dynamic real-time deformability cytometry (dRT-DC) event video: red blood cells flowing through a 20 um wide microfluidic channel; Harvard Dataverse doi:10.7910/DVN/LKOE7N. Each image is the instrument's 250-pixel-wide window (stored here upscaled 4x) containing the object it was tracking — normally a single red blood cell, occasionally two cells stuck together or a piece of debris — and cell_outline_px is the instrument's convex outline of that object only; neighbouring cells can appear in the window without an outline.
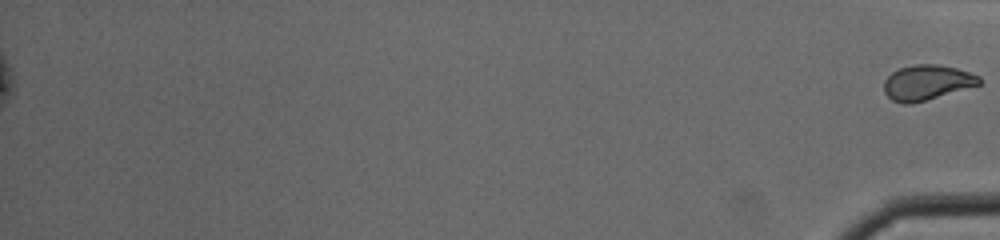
{"species": "common noctule bat (a hibernating species)", "species_latin": "Nyctalus noctula", "temperature_condition": "cold", "stored_images_in_passage": 47, "segment_of_instrument_passage": [2, 2], "camera_frame_rate_fps": 3000, "um_per_image_px": 0.085, "animal": {"sex": "male", "body_mass_g": 19.0, "forearm_length_mm": 50.8}, "frame": {"image": 1, "passage_image": 47, "time_ms": 15.333, "image_size_px": [1000, 240], "cell_outline_px": [[984, 80], [980, 84], [924, 100], [908, 104], [904, 104], [892, 100], [884, 92], [884, 80], [892, 72], [900, 68], [916, 64], [940, 64], [956, 68], [980, 76]], "centroid_in_image_um": [78.78, 6.99], "position_along_channel_um": 356.4, "area_um2": 19.25}}